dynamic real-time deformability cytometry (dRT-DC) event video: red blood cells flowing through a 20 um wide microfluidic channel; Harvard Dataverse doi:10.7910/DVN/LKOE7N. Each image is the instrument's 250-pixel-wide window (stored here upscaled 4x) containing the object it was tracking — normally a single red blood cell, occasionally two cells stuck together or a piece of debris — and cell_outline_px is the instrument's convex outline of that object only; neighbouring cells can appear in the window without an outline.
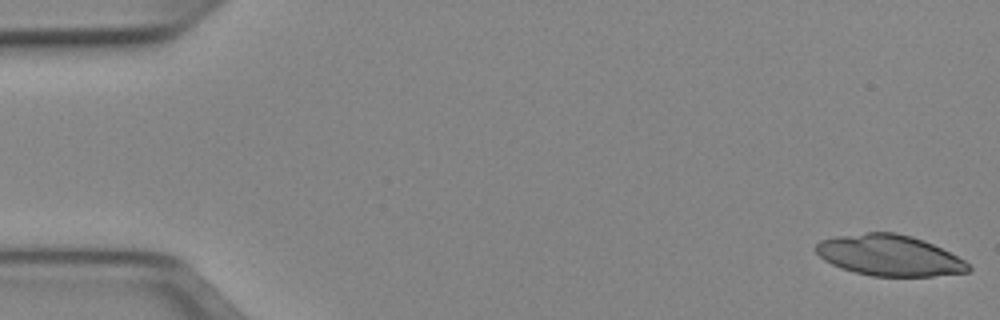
{"species": "Egyptian fruit bat (a non-hibernating species)", "species_latin": "Rousettus aegyptiacus", "temperature_condition": "cold", "stored_images_in_passage": 50, "camera_frame_rate_fps": 3000, "um_per_image_px": 0.085, "animal": {"sex": "female"}, "frame": {"image": 1, "passage_image": 1, "time_ms": 0.0, "image_size_px": [1000, 320], "cell_outline_px": [[972, 268], [968, 272], [932, 276], [872, 276], [840, 268], [824, 260], [816, 252], [816, 244], [820, 240], [836, 236], [868, 232], [896, 232], [912, 236], [924, 240], [964, 260]], "centroid_in_image_um": [75.58, 21.7], "position_along_channel_um": 9.4, "area_um2": 36.18}}